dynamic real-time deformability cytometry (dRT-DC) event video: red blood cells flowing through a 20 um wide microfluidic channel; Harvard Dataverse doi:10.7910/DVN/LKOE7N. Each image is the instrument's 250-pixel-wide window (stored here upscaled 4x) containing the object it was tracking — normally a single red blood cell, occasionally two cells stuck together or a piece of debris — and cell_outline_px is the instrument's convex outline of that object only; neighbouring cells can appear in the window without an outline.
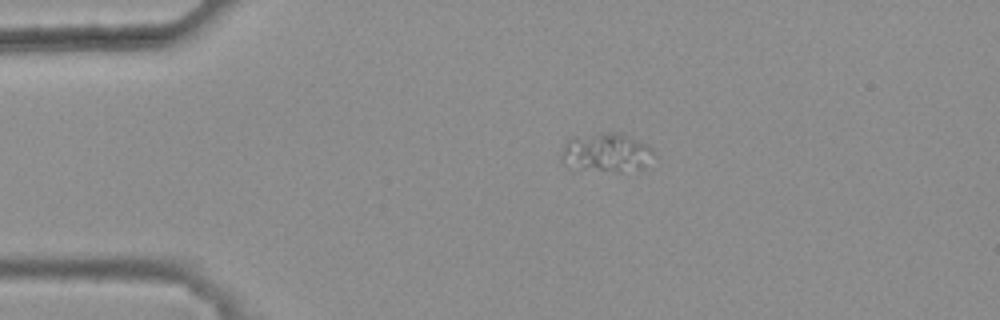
{"species": "common noctule bat (a hibernating species)", "species_latin": "Nyctalus noctula", "temperature_condition": "warm", "stored_images_in_passage": 14, "camera_frame_rate_fps": 3000, "um_per_image_px": 0.085, "animal": {"sex": "female", "body_mass_g": 25.1}, "frame": {"image": 1, "passage_image": 1, "time_ms": 0.0, "image_size_px": [1000, 320], "cell_outline_px": [[652, 152], [644, 168], [640, 172], [620, 172], [568, 168], [560, 160], [560, 156], [564, 144], [572, 136], [600, 132], [620, 132], [648, 144], [652, 148]], "centroid_in_image_um": [51.5, 12.97], "position_along_channel_um": 33.5, "area_um2": 21.62}}
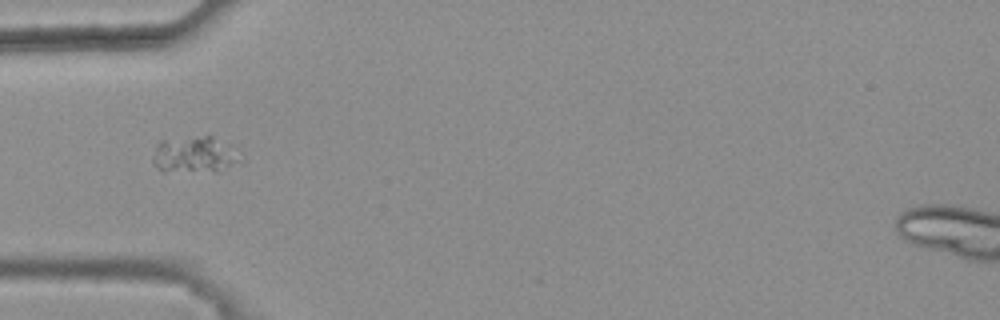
{"frame": {"image": 2, "passage_image": 7, "time_ms": 2.0, "image_size_px": [1000, 320], "cell_outline_px": [[244, 164], [216, 172], [164, 172], [152, 164], [152, 160], [156, 144], [160, 140], [208, 132], [232, 144]], "centroid_in_image_um": [16.61, 13.11], "position_along_channel_um": 68.4, "area_um2": 20.23}}